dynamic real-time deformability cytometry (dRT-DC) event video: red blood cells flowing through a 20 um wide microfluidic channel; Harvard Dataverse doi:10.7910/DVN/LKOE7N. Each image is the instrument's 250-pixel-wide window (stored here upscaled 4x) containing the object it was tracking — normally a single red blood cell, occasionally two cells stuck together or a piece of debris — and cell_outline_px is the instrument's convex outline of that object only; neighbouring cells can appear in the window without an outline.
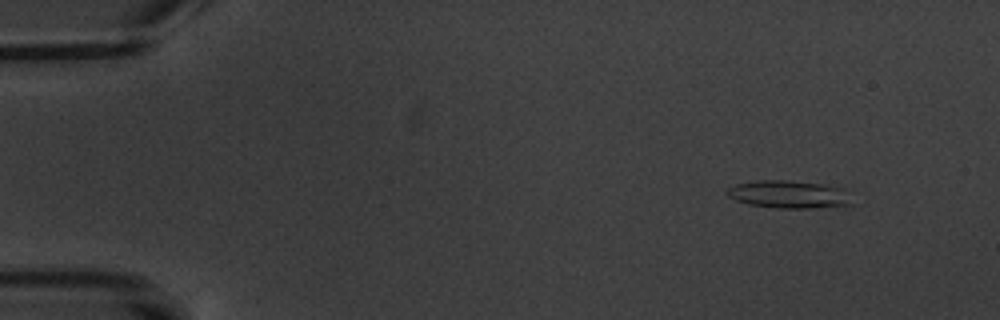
{"species": "common noctule bat (a hibernating species)", "species_latin": "Nyctalus noctula", "temperature_condition": "warm", "stored_images_in_passage": 5, "camera_frame_rate_fps": 3000, "um_per_image_px": 0.085, "animal": {"sex": "male", "body_mass_g": 20.1, "forearm_length_mm": 53.5}, "frame": {"image": 1, "passage_image": 1, "time_ms": 0.0, "image_size_px": [1000, 320], "cell_outline_px": [[852, 204], [816, 208], [776, 208], [748, 204], [736, 200], [728, 196], [724, 192], [728, 188], [736, 184], [756, 180], [788, 180], [820, 184], [844, 188]], "centroid_in_image_um": [67.0, 16.52], "position_along_channel_um": 18.0, "area_um2": 20.11}}
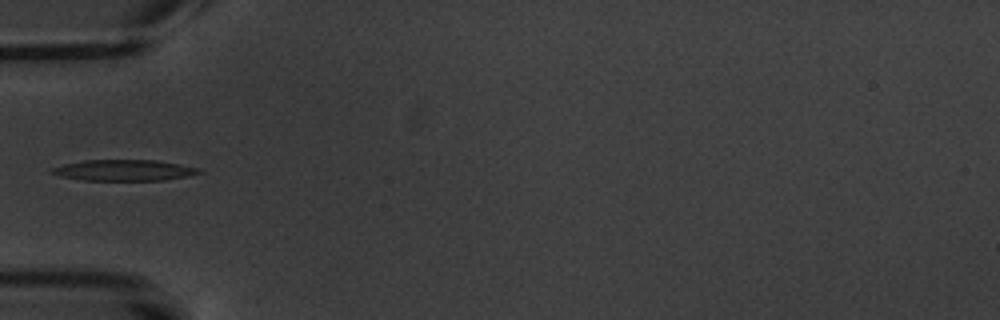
{"frame": {"image": 2, "passage_image": 5, "time_ms": 4.667, "image_size_px": [1000, 320], "cell_outline_px": [[204, 172], [188, 176], [164, 180], [84, 180], [60, 176], [48, 172], [52, 168], [64, 164], [84, 160], [156, 160], [200, 168]], "centroid_in_image_um": [10.55, 14.47], "position_along_channel_um": 74.4, "area_um2": 17.98}}